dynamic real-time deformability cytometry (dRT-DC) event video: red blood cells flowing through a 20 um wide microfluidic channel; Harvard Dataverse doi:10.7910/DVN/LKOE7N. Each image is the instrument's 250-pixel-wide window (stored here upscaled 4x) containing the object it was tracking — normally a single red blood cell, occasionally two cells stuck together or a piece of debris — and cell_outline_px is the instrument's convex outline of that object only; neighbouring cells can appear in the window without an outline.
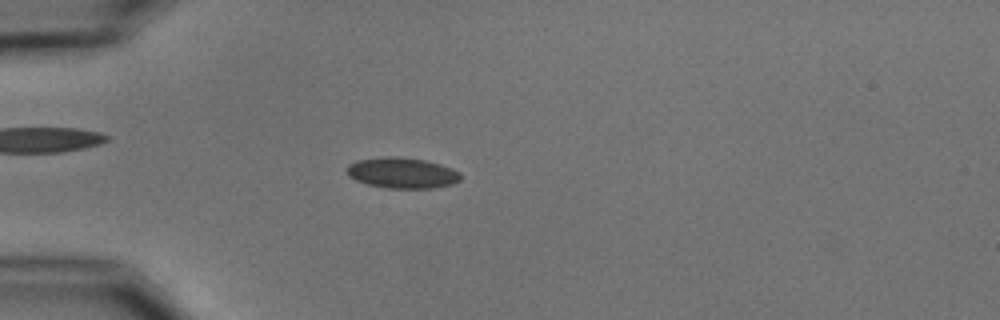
{"species": "common noctule bat (a hibernating species)", "species_latin": "Nyctalus noctula", "temperature_condition": "cold", "stored_images_in_passage": 5, "camera_frame_rate_fps": 3000, "um_per_image_px": 0.085, "animal": {"sex": "male", "body_mass_g": 15.6}, "frame": {"image": 1, "passage_image": 4, "time_ms": 3.333, "image_size_px": [1000, 320], "cell_outline_px": [[460, 180], [452, 184], [432, 188], [388, 188], [368, 184], [356, 180], [348, 176], [344, 168], [348, 164], [356, 160], [380, 156], [396, 156], [428, 160], [452, 168], [460, 172]], "centroid_in_image_um": [34.14, 14.67], "position_along_channel_um": 50.9, "area_um2": 20.69}}